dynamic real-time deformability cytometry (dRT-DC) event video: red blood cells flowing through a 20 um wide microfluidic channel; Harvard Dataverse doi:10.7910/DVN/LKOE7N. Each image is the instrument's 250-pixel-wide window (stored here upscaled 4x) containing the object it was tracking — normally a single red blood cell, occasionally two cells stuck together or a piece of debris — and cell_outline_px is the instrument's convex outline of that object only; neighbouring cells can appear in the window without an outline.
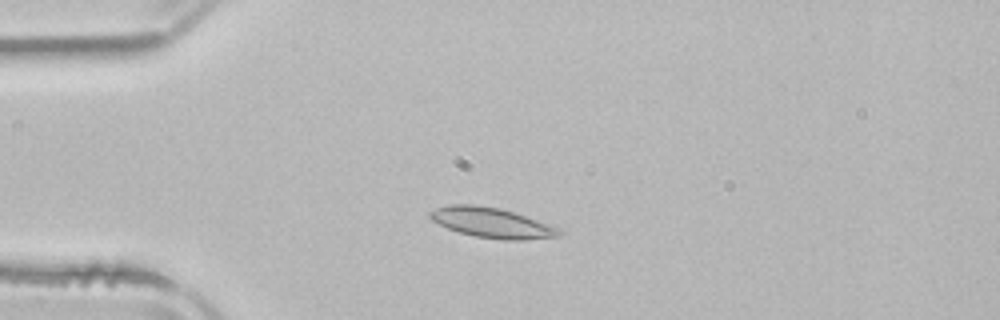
{"species": "common noctule bat (a hibernating species)", "species_latin": "Nyctalus noctula", "temperature_condition": "room temperature", "stored_images_in_passage": 41, "camera_frame_rate_fps": 3000, "um_per_image_px": 0.085, "animal": {"sex": "male", "body_mass_g": 21.5, "forearm_length_mm": 52.0}, "frame": {"image": 1, "passage_image": 1, "time_ms": 0.0, "image_size_px": [1000, 320], "cell_outline_px": [[564, 232], [560, 236], [524, 240], [504, 240], [476, 236], [460, 232], [448, 228], [432, 220], [428, 216], [428, 212], [436, 208], [448, 204], [472, 204], [500, 208], [536, 220], [556, 228]], "centroid_in_image_um": [41.76, 18.93], "position_along_channel_um": 43.2, "area_um2": 22.31}}
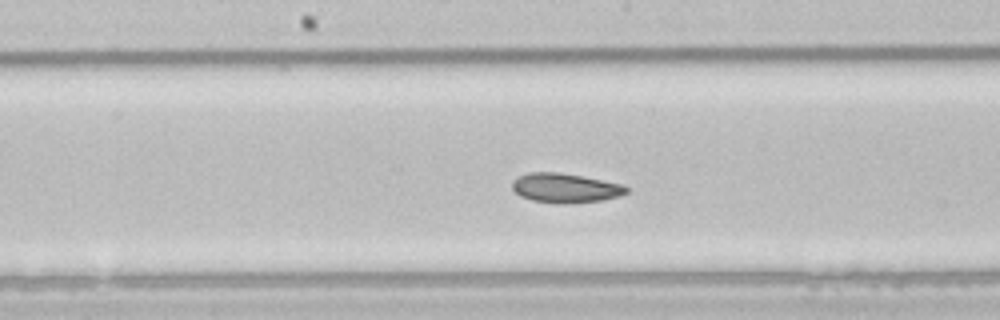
{"frame": {"image": 2, "passage_image": 15, "time_ms": 4.667, "image_size_px": [1000, 320], "cell_outline_px": [[628, 192], [620, 196], [604, 200], [572, 204], [556, 204], [532, 200], [520, 196], [512, 188], [512, 180], [528, 172], [560, 172], [620, 184], [628, 188]], "centroid_in_image_um": [48.03, 16.0], "position_along_channel_um": 200.2, "area_um2": 19.65}}
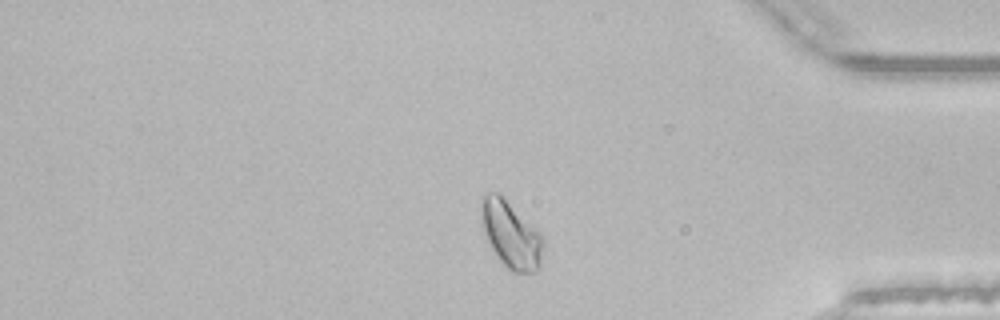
{"frame": {"image": 3, "passage_image": 32, "time_ms": 10.333, "image_size_px": [1000, 320], "cell_outline_px": [[544, 244], [540, 264], [532, 272], [512, 272], [500, 260], [492, 248], [488, 240], [484, 228], [484, 196], [488, 192], [500, 192], [544, 236]], "centroid_in_image_um": [43.5, 19.94], "position_along_channel_um": 391.7, "area_um2": 23.41}, "authors_computed_cell_mechanics": {"area_um2": 20.1722, "velocity_mm_per_s": 3.841, "shape_relaxation_time_tau1_ms": 3.4983, "shape_relaxation_time_tau2_ms": 4.499, "deformation_change_tau1": 0.075, "deformation_change_tau2": 0.0775}}